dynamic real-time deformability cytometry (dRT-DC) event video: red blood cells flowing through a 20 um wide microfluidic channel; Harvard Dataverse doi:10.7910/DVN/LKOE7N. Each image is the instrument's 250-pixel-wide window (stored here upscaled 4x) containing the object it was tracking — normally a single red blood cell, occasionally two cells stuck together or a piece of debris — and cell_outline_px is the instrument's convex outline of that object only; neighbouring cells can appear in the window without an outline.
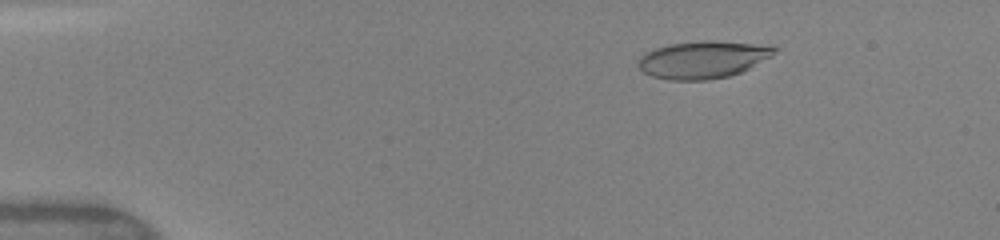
{"species": "human", "species_latin": "Homo sapiens", "temperature_condition": "warm", "stored_images_in_passage": 49, "camera_frame_rate_fps": 3000, "um_per_image_px": 0.085, "donor": {"sex": "female"}, "frame": {"image": 1, "passage_image": 8, "time_ms": 2.333, "image_size_px": [1000, 240], "cell_outline_px": [[776, 52], [772, 56], [740, 72], [728, 76], [708, 80], [668, 80], [652, 76], [644, 72], [640, 68], [636, 60], [640, 56], [656, 48], [668, 44], [704, 40], [716, 40], [752, 44], [776, 48]], "centroid_in_image_um": [59.69, 5.07], "position_along_channel_um": 25.3, "area_um2": 29.36}}
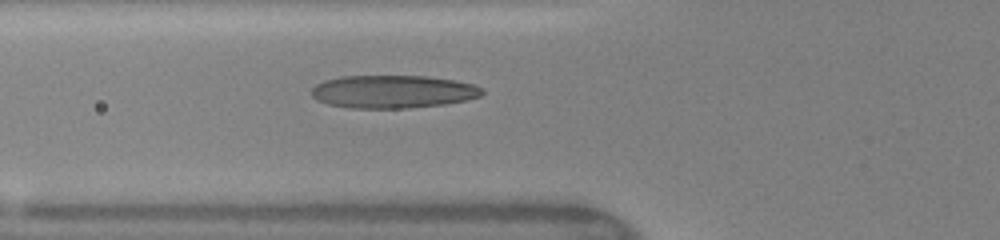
{"frame": {"image": 2, "passage_image": 19, "time_ms": 6.0, "image_size_px": [1000, 240], "cell_outline_px": [[484, 92], [480, 96], [468, 100], [444, 104], [408, 108], [352, 108], [328, 104], [316, 100], [312, 96], [312, 88], [316, 84], [324, 80], [340, 76], [428, 76], [456, 80], [472, 84], [484, 88]], "centroid_in_image_um": [33.41, 7.78], "position_along_channel_um": 92.4, "area_um2": 32.95}}
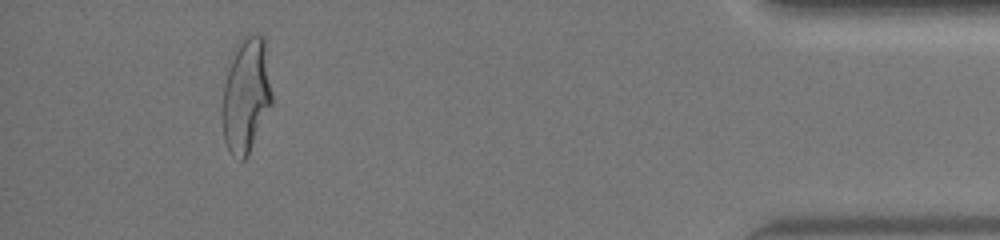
{"frame": {"image": 3, "passage_image": 46, "time_ms": 15.0, "image_size_px": [1000, 240], "cell_outline_px": [[272, 104], [248, 156], [244, 160], [240, 160], [232, 156], [224, 140], [220, 116], [220, 112], [224, 84], [236, 44], [240, 40], [248, 36], [260, 36], [264, 40], [272, 92]], "centroid_in_image_um": [20.89, 8.19], "position_along_channel_um": 414.3, "area_um2": 33.29}, "authors_computed_cell_mechanics": {"area_um2": 31.4432, "velocity_mm_per_s": 4.1552, "shape_relaxation_time_tau1_ms": 3.506, "shape_relaxation_time_tau2_ms": 0.8132, "deformation_change_tau1": 0.2101, "deformation_change_tau2": 0.0799}}